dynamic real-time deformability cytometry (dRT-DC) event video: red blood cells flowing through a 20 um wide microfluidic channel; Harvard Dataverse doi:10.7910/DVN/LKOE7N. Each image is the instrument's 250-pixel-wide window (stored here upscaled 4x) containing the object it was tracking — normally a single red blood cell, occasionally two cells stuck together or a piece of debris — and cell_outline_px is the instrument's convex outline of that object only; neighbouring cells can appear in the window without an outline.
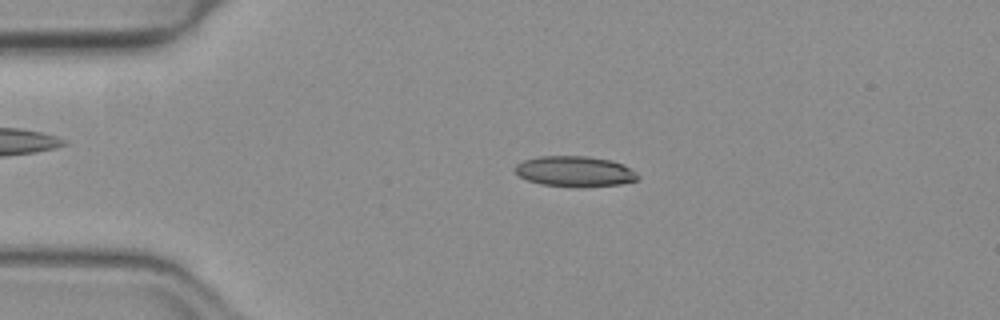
{"species": "common noctule bat (a hibernating species)", "species_latin": "Nyctalus noctula", "temperature_condition": "warm", "stored_images_in_passage": 5, "camera_frame_rate_fps": 3000, "um_per_image_px": 0.085, "animal": {"sex": "female", "body_mass_g": 19.3, "forearm_length_mm": 54.1}, "frame": {"image": 1, "passage_image": 2, "time_ms": 0.333, "image_size_px": [1000, 320], "cell_outline_px": [[640, 176], [636, 180], [620, 184], [580, 188], [576, 188], [540, 184], [528, 180], [520, 176], [512, 168], [516, 164], [524, 160], [540, 156], [588, 156], [608, 160], [624, 164], [636, 172]], "centroid_in_image_um": [48.85, 14.58], "position_along_channel_um": 36.1, "area_um2": 22.08}}